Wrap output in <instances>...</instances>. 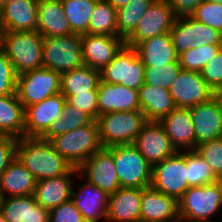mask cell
<instances>
[{
    "mask_svg": "<svg viewBox=\"0 0 222 222\" xmlns=\"http://www.w3.org/2000/svg\"><path fill=\"white\" fill-rule=\"evenodd\" d=\"M178 205L180 222H215L211 217L222 210L219 184L189 187Z\"/></svg>",
    "mask_w": 222,
    "mask_h": 222,
    "instance_id": "cell-6",
    "label": "cell"
},
{
    "mask_svg": "<svg viewBox=\"0 0 222 222\" xmlns=\"http://www.w3.org/2000/svg\"><path fill=\"white\" fill-rule=\"evenodd\" d=\"M169 91L178 108H191L217 95L202 79L201 73L187 70H180Z\"/></svg>",
    "mask_w": 222,
    "mask_h": 222,
    "instance_id": "cell-12",
    "label": "cell"
},
{
    "mask_svg": "<svg viewBox=\"0 0 222 222\" xmlns=\"http://www.w3.org/2000/svg\"><path fill=\"white\" fill-rule=\"evenodd\" d=\"M180 70L181 67L179 62L168 63L156 67H145L144 83L169 89Z\"/></svg>",
    "mask_w": 222,
    "mask_h": 222,
    "instance_id": "cell-39",
    "label": "cell"
},
{
    "mask_svg": "<svg viewBox=\"0 0 222 222\" xmlns=\"http://www.w3.org/2000/svg\"><path fill=\"white\" fill-rule=\"evenodd\" d=\"M100 71L87 65L61 74L60 93L63 96H74L79 93H90L98 90Z\"/></svg>",
    "mask_w": 222,
    "mask_h": 222,
    "instance_id": "cell-31",
    "label": "cell"
},
{
    "mask_svg": "<svg viewBox=\"0 0 222 222\" xmlns=\"http://www.w3.org/2000/svg\"><path fill=\"white\" fill-rule=\"evenodd\" d=\"M221 49L222 45H202L182 52L178 57L181 70L200 73L206 64L215 57Z\"/></svg>",
    "mask_w": 222,
    "mask_h": 222,
    "instance_id": "cell-37",
    "label": "cell"
},
{
    "mask_svg": "<svg viewBox=\"0 0 222 222\" xmlns=\"http://www.w3.org/2000/svg\"><path fill=\"white\" fill-rule=\"evenodd\" d=\"M192 41H197L200 46L222 45V33L191 17Z\"/></svg>",
    "mask_w": 222,
    "mask_h": 222,
    "instance_id": "cell-44",
    "label": "cell"
},
{
    "mask_svg": "<svg viewBox=\"0 0 222 222\" xmlns=\"http://www.w3.org/2000/svg\"><path fill=\"white\" fill-rule=\"evenodd\" d=\"M0 212L7 222H48L49 218V210L36 202L34 194L1 198Z\"/></svg>",
    "mask_w": 222,
    "mask_h": 222,
    "instance_id": "cell-25",
    "label": "cell"
},
{
    "mask_svg": "<svg viewBox=\"0 0 222 222\" xmlns=\"http://www.w3.org/2000/svg\"><path fill=\"white\" fill-rule=\"evenodd\" d=\"M145 65L134 47L124 46L100 71L102 82L139 90L144 84Z\"/></svg>",
    "mask_w": 222,
    "mask_h": 222,
    "instance_id": "cell-8",
    "label": "cell"
},
{
    "mask_svg": "<svg viewBox=\"0 0 222 222\" xmlns=\"http://www.w3.org/2000/svg\"><path fill=\"white\" fill-rule=\"evenodd\" d=\"M133 145L152 166L177 152L159 121L148 120Z\"/></svg>",
    "mask_w": 222,
    "mask_h": 222,
    "instance_id": "cell-15",
    "label": "cell"
},
{
    "mask_svg": "<svg viewBox=\"0 0 222 222\" xmlns=\"http://www.w3.org/2000/svg\"><path fill=\"white\" fill-rule=\"evenodd\" d=\"M43 36L37 32L2 31L0 48L17 75L43 67Z\"/></svg>",
    "mask_w": 222,
    "mask_h": 222,
    "instance_id": "cell-2",
    "label": "cell"
},
{
    "mask_svg": "<svg viewBox=\"0 0 222 222\" xmlns=\"http://www.w3.org/2000/svg\"><path fill=\"white\" fill-rule=\"evenodd\" d=\"M43 67L59 73L84 65L81 35L43 37Z\"/></svg>",
    "mask_w": 222,
    "mask_h": 222,
    "instance_id": "cell-7",
    "label": "cell"
},
{
    "mask_svg": "<svg viewBox=\"0 0 222 222\" xmlns=\"http://www.w3.org/2000/svg\"><path fill=\"white\" fill-rule=\"evenodd\" d=\"M196 150L210 165L217 178H222V138L203 142Z\"/></svg>",
    "mask_w": 222,
    "mask_h": 222,
    "instance_id": "cell-41",
    "label": "cell"
},
{
    "mask_svg": "<svg viewBox=\"0 0 222 222\" xmlns=\"http://www.w3.org/2000/svg\"><path fill=\"white\" fill-rule=\"evenodd\" d=\"M205 1L216 2V3H221L222 4V0H205Z\"/></svg>",
    "mask_w": 222,
    "mask_h": 222,
    "instance_id": "cell-53",
    "label": "cell"
},
{
    "mask_svg": "<svg viewBox=\"0 0 222 222\" xmlns=\"http://www.w3.org/2000/svg\"><path fill=\"white\" fill-rule=\"evenodd\" d=\"M114 157V165L121 188H146L151 184L152 165L133 144L106 148Z\"/></svg>",
    "mask_w": 222,
    "mask_h": 222,
    "instance_id": "cell-5",
    "label": "cell"
},
{
    "mask_svg": "<svg viewBox=\"0 0 222 222\" xmlns=\"http://www.w3.org/2000/svg\"><path fill=\"white\" fill-rule=\"evenodd\" d=\"M93 121L94 120L87 113L75 108L66 101L62 116L58 119H54L40 138L50 141L53 137L89 125Z\"/></svg>",
    "mask_w": 222,
    "mask_h": 222,
    "instance_id": "cell-32",
    "label": "cell"
},
{
    "mask_svg": "<svg viewBox=\"0 0 222 222\" xmlns=\"http://www.w3.org/2000/svg\"><path fill=\"white\" fill-rule=\"evenodd\" d=\"M217 183L219 184V188L221 190V196H222V178H219Z\"/></svg>",
    "mask_w": 222,
    "mask_h": 222,
    "instance_id": "cell-51",
    "label": "cell"
},
{
    "mask_svg": "<svg viewBox=\"0 0 222 222\" xmlns=\"http://www.w3.org/2000/svg\"><path fill=\"white\" fill-rule=\"evenodd\" d=\"M202 79L216 93L222 92V49L200 72Z\"/></svg>",
    "mask_w": 222,
    "mask_h": 222,
    "instance_id": "cell-43",
    "label": "cell"
},
{
    "mask_svg": "<svg viewBox=\"0 0 222 222\" xmlns=\"http://www.w3.org/2000/svg\"><path fill=\"white\" fill-rule=\"evenodd\" d=\"M50 143L56 152L75 168L103 148L97 121L53 137Z\"/></svg>",
    "mask_w": 222,
    "mask_h": 222,
    "instance_id": "cell-3",
    "label": "cell"
},
{
    "mask_svg": "<svg viewBox=\"0 0 222 222\" xmlns=\"http://www.w3.org/2000/svg\"><path fill=\"white\" fill-rule=\"evenodd\" d=\"M0 135L25 137V108L17 94L0 96Z\"/></svg>",
    "mask_w": 222,
    "mask_h": 222,
    "instance_id": "cell-30",
    "label": "cell"
},
{
    "mask_svg": "<svg viewBox=\"0 0 222 222\" xmlns=\"http://www.w3.org/2000/svg\"><path fill=\"white\" fill-rule=\"evenodd\" d=\"M36 182L34 176L15 158L0 176V196L5 198L32 195Z\"/></svg>",
    "mask_w": 222,
    "mask_h": 222,
    "instance_id": "cell-27",
    "label": "cell"
},
{
    "mask_svg": "<svg viewBox=\"0 0 222 222\" xmlns=\"http://www.w3.org/2000/svg\"><path fill=\"white\" fill-rule=\"evenodd\" d=\"M147 121L141 110L109 112L98 116L102 147L133 144Z\"/></svg>",
    "mask_w": 222,
    "mask_h": 222,
    "instance_id": "cell-4",
    "label": "cell"
},
{
    "mask_svg": "<svg viewBox=\"0 0 222 222\" xmlns=\"http://www.w3.org/2000/svg\"><path fill=\"white\" fill-rule=\"evenodd\" d=\"M109 2L116 10L127 5L132 0H106Z\"/></svg>",
    "mask_w": 222,
    "mask_h": 222,
    "instance_id": "cell-49",
    "label": "cell"
},
{
    "mask_svg": "<svg viewBox=\"0 0 222 222\" xmlns=\"http://www.w3.org/2000/svg\"><path fill=\"white\" fill-rule=\"evenodd\" d=\"M1 34H2V29H1V25H0V40H1Z\"/></svg>",
    "mask_w": 222,
    "mask_h": 222,
    "instance_id": "cell-54",
    "label": "cell"
},
{
    "mask_svg": "<svg viewBox=\"0 0 222 222\" xmlns=\"http://www.w3.org/2000/svg\"><path fill=\"white\" fill-rule=\"evenodd\" d=\"M140 188H119L109 195L106 221L107 222H141Z\"/></svg>",
    "mask_w": 222,
    "mask_h": 222,
    "instance_id": "cell-23",
    "label": "cell"
},
{
    "mask_svg": "<svg viewBox=\"0 0 222 222\" xmlns=\"http://www.w3.org/2000/svg\"><path fill=\"white\" fill-rule=\"evenodd\" d=\"M72 32L88 34L90 16L98 0H60Z\"/></svg>",
    "mask_w": 222,
    "mask_h": 222,
    "instance_id": "cell-35",
    "label": "cell"
},
{
    "mask_svg": "<svg viewBox=\"0 0 222 222\" xmlns=\"http://www.w3.org/2000/svg\"><path fill=\"white\" fill-rule=\"evenodd\" d=\"M38 0H11L0 8L2 31H36Z\"/></svg>",
    "mask_w": 222,
    "mask_h": 222,
    "instance_id": "cell-19",
    "label": "cell"
},
{
    "mask_svg": "<svg viewBox=\"0 0 222 222\" xmlns=\"http://www.w3.org/2000/svg\"><path fill=\"white\" fill-rule=\"evenodd\" d=\"M16 158L36 181L65 175L72 166L59 155L49 140L22 137L17 141Z\"/></svg>",
    "mask_w": 222,
    "mask_h": 222,
    "instance_id": "cell-1",
    "label": "cell"
},
{
    "mask_svg": "<svg viewBox=\"0 0 222 222\" xmlns=\"http://www.w3.org/2000/svg\"><path fill=\"white\" fill-rule=\"evenodd\" d=\"M61 73L41 67L18 75L16 94L24 108L60 93Z\"/></svg>",
    "mask_w": 222,
    "mask_h": 222,
    "instance_id": "cell-9",
    "label": "cell"
},
{
    "mask_svg": "<svg viewBox=\"0 0 222 222\" xmlns=\"http://www.w3.org/2000/svg\"><path fill=\"white\" fill-rule=\"evenodd\" d=\"M196 21L203 23L222 33V4L203 0L191 15Z\"/></svg>",
    "mask_w": 222,
    "mask_h": 222,
    "instance_id": "cell-40",
    "label": "cell"
},
{
    "mask_svg": "<svg viewBox=\"0 0 222 222\" xmlns=\"http://www.w3.org/2000/svg\"><path fill=\"white\" fill-rule=\"evenodd\" d=\"M188 187L204 186L218 182V178L206 160L195 150H184Z\"/></svg>",
    "mask_w": 222,
    "mask_h": 222,
    "instance_id": "cell-36",
    "label": "cell"
},
{
    "mask_svg": "<svg viewBox=\"0 0 222 222\" xmlns=\"http://www.w3.org/2000/svg\"><path fill=\"white\" fill-rule=\"evenodd\" d=\"M78 178L99 187L108 195L121 188L114 165L113 155L102 148L78 167Z\"/></svg>",
    "mask_w": 222,
    "mask_h": 222,
    "instance_id": "cell-13",
    "label": "cell"
},
{
    "mask_svg": "<svg viewBox=\"0 0 222 222\" xmlns=\"http://www.w3.org/2000/svg\"><path fill=\"white\" fill-rule=\"evenodd\" d=\"M78 168L72 167L65 175L36 182L34 197L42 207L50 210L71 199L74 178Z\"/></svg>",
    "mask_w": 222,
    "mask_h": 222,
    "instance_id": "cell-20",
    "label": "cell"
},
{
    "mask_svg": "<svg viewBox=\"0 0 222 222\" xmlns=\"http://www.w3.org/2000/svg\"><path fill=\"white\" fill-rule=\"evenodd\" d=\"M155 0H132L117 9V36L126 40Z\"/></svg>",
    "mask_w": 222,
    "mask_h": 222,
    "instance_id": "cell-34",
    "label": "cell"
},
{
    "mask_svg": "<svg viewBox=\"0 0 222 222\" xmlns=\"http://www.w3.org/2000/svg\"><path fill=\"white\" fill-rule=\"evenodd\" d=\"M150 186L177 200L182 197L189 188L184 151H177L174 155L152 166Z\"/></svg>",
    "mask_w": 222,
    "mask_h": 222,
    "instance_id": "cell-10",
    "label": "cell"
},
{
    "mask_svg": "<svg viewBox=\"0 0 222 222\" xmlns=\"http://www.w3.org/2000/svg\"><path fill=\"white\" fill-rule=\"evenodd\" d=\"M17 78L13 64L0 48V96L16 94Z\"/></svg>",
    "mask_w": 222,
    "mask_h": 222,
    "instance_id": "cell-42",
    "label": "cell"
},
{
    "mask_svg": "<svg viewBox=\"0 0 222 222\" xmlns=\"http://www.w3.org/2000/svg\"><path fill=\"white\" fill-rule=\"evenodd\" d=\"M0 222H7V221L4 219V216L2 215L1 212H0Z\"/></svg>",
    "mask_w": 222,
    "mask_h": 222,
    "instance_id": "cell-52",
    "label": "cell"
},
{
    "mask_svg": "<svg viewBox=\"0 0 222 222\" xmlns=\"http://www.w3.org/2000/svg\"><path fill=\"white\" fill-rule=\"evenodd\" d=\"M88 34L117 36V10L106 0H98L90 16Z\"/></svg>",
    "mask_w": 222,
    "mask_h": 222,
    "instance_id": "cell-33",
    "label": "cell"
},
{
    "mask_svg": "<svg viewBox=\"0 0 222 222\" xmlns=\"http://www.w3.org/2000/svg\"><path fill=\"white\" fill-rule=\"evenodd\" d=\"M176 17L191 16L203 0H165Z\"/></svg>",
    "mask_w": 222,
    "mask_h": 222,
    "instance_id": "cell-48",
    "label": "cell"
},
{
    "mask_svg": "<svg viewBox=\"0 0 222 222\" xmlns=\"http://www.w3.org/2000/svg\"><path fill=\"white\" fill-rule=\"evenodd\" d=\"M141 222H180L178 200L153 187L142 188Z\"/></svg>",
    "mask_w": 222,
    "mask_h": 222,
    "instance_id": "cell-18",
    "label": "cell"
},
{
    "mask_svg": "<svg viewBox=\"0 0 222 222\" xmlns=\"http://www.w3.org/2000/svg\"><path fill=\"white\" fill-rule=\"evenodd\" d=\"M18 139L9 135H0V176L16 158Z\"/></svg>",
    "mask_w": 222,
    "mask_h": 222,
    "instance_id": "cell-47",
    "label": "cell"
},
{
    "mask_svg": "<svg viewBox=\"0 0 222 222\" xmlns=\"http://www.w3.org/2000/svg\"><path fill=\"white\" fill-rule=\"evenodd\" d=\"M97 106L98 116L109 112L140 110L138 90L100 80Z\"/></svg>",
    "mask_w": 222,
    "mask_h": 222,
    "instance_id": "cell-21",
    "label": "cell"
},
{
    "mask_svg": "<svg viewBox=\"0 0 222 222\" xmlns=\"http://www.w3.org/2000/svg\"><path fill=\"white\" fill-rule=\"evenodd\" d=\"M159 122L177 151L195 150V130L190 108L176 107Z\"/></svg>",
    "mask_w": 222,
    "mask_h": 222,
    "instance_id": "cell-22",
    "label": "cell"
},
{
    "mask_svg": "<svg viewBox=\"0 0 222 222\" xmlns=\"http://www.w3.org/2000/svg\"><path fill=\"white\" fill-rule=\"evenodd\" d=\"M176 20L174 11L165 0H155L125 40L126 46L136 47L141 41L169 33Z\"/></svg>",
    "mask_w": 222,
    "mask_h": 222,
    "instance_id": "cell-11",
    "label": "cell"
},
{
    "mask_svg": "<svg viewBox=\"0 0 222 222\" xmlns=\"http://www.w3.org/2000/svg\"><path fill=\"white\" fill-rule=\"evenodd\" d=\"M125 45V40L119 36L82 34L84 65L101 71Z\"/></svg>",
    "mask_w": 222,
    "mask_h": 222,
    "instance_id": "cell-16",
    "label": "cell"
},
{
    "mask_svg": "<svg viewBox=\"0 0 222 222\" xmlns=\"http://www.w3.org/2000/svg\"><path fill=\"white\" fill-rule=\"evenodd\" d=\"M48 222H86L70 199L49 210Z\"/></svg>",
    "mask_w": 222,
    "mask_h": 222,
    "instance_id": "cell-46",
    "label": "cell"
},
{
    "mask_svg": "<svg viewBox=\"0 0 222 222\" xmlns=\"http://www.w3.org/2000/svg\"><path fill=\"white\" fill-rule=\"evenodd\" d=\"M36 31L43 37L73 34L60 0H38Z\"/></svg>",
    "mask_w": 222,
    "mask_h": 222,
    "instance_id": "cell-26",
    "label": "cell"
},
{
    "mask_svg": "<svg viewBox=\"0 0 222 222\" xmlns=\"http://www.w3.org/2000/svg\"><path fill=\"white\" fill-rule=\"evenodd\" d=\"M66 98L57 93L25 108V137H40L54 119L62 116Z\"/></svg>",
    "mask_w": 222,
    "mask_h": 222,
    "instance_id": "cell-17",
    "label": "cell"
},
{
    "mask_svg": "<svg viewBox=\"0 0 222 222\" xmlns=\"http://www.w3.org/2000/svg\"><path fill=\"white\" fill-rule=\"evenodd\" d=\"M169 33L178 55L191 48H197L200 46L197 41H192L191 16L176 17Z\"/></svg>",
    "mask_w": 222,
    "mask_h": 222,
    "instance_id": "cell-38",
    "label": "cell"
},
{
    "mask_svg": "<svg viewBox=\"0 0 222 222\" xmlns=\"http://www.w3.org/2000/svg\"><path fill=\"white\" fill-rule=\"evenodd\" d=\"M135 49L145 67H156L179 62L170 33L160 34L141 41Z\"/></svg>",
    "mask_w": 222,
    "mask_h": 222,
    "instance_id": "cell-29",
    "label": "cell"
},
{
    "mask_svg": "<svg viewBox=\"0 0 222 222\" xmlns=\"http://www.w3.org/2000/svg\"><path fill=\"white\" fill-rule=\"evenodd\" d=\"M85 182L81 187L78 186V193L72 187L71 200L86 222H106L109 195L88 181Z\"/></svg>",
    "mask_w": 222,
    "mask_h": 222,
    "instance_id": "cell-24",
    "label": "cell"
},
{
    "mask_svg": "<svg viewBox=\"0 0 222 222\" xmlns=\"http://www.w3.org/2000/svg\"><path fill=\"white\" fill-rule=\"evenodd\" d=\"M138 95L140 110L149 121H160L176 108L168 88L144 83Z\"/></svg>",
    "mask_w": 222,
    "mask_h": 222,
    "instance_id": "cell-28",
    "label": "cell"
},
{
    "mask_svg": "<svg viewBox=\"0 0 222 222\" xmlns=\"http://www.w3.org/2000/svg\"><path fill=\"white\" fill-rule=\"evenodd\" d=\"M195 130V149L203 142L222 138V96L190 108Z\"/></svg>",
    "mask_w": 222,
    "mask_h": 222,
    "instance_id": "cell-14",
    "label": "cell"
},
{
    "mask_svg": "<svg viewBox=\"0 0 222 222\" xmlns=\"http://www.w3.org/2000/svg\"><path fill=\"white\" fill-rule=\"evenodd\" d=\"M97 91L79 93L74 96H64L66 101L75 108L87 113L94 121L98 119Z\"/></svg>",
    "mask_w": 222,
    "mask_h": 222,
    "instance_id": "cell-45",
    "label": "cell"
},
{
    "mask_svg": "<svg viewBox=\"0 0 222 222\" xmlns=\"http://www.w3.org/2000/svg\"><path fill=\"white\" fill-rule=\"evenodd\" d=\"M11 0H0V8L3 7L5 4L10 2Z\"/></svg>",
    "mask_w": 222,
    "mask_h": 222,
    "instance_id": "cell-50",
    "label": "cell"
}]
</instances>
